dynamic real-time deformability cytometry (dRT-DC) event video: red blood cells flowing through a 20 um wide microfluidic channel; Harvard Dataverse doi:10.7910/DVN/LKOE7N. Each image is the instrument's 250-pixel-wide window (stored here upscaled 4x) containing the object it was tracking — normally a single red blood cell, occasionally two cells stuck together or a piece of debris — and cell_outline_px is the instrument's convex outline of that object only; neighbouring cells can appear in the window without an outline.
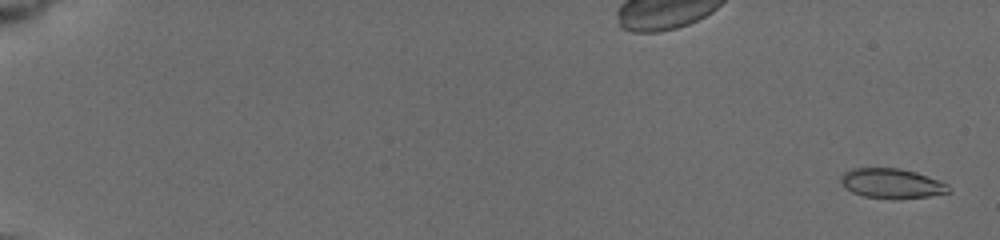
{"species": "common noctule bat (a hibernating species)", "species_latin": "Nyctalus noctula", "temperature_condition": "cold", "stored_images_in_passage": 13, "camera_frame_rate_fps": 3000, "um_per_image_px": 0.085, "animal": {"sex": "female", "body_mass_g": 19.5, "forearm_length_mm": 54.1}, "frame": {"image": 1, "passage_image": 1, "time_ms": 0.0, "image_size_px": [1000, 240], "cell_outline_px": [[952, 192], [928, 196], [864, 196], [852, 192], [844, 188], [840, 180], [840, 176], [844, 172], [852, 168], [900, 168], [916, 172], [948, 184]], "centroid_in_image_um": [75.76, 15.54], "position_along_channel_um": 9.2, "area_um2": 18.03}}
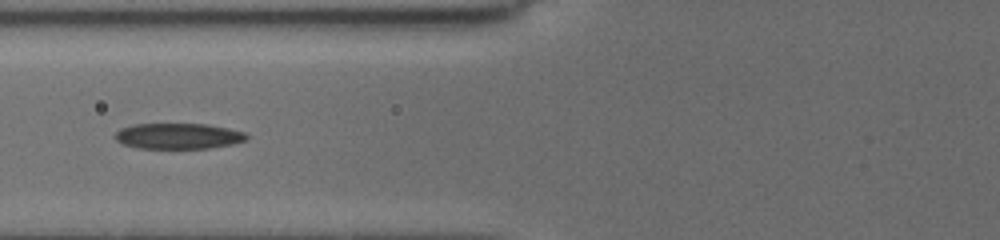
{"frame": {"image": 2, "passage_image": 10, "time_ms": 8.0, "image_size_px": [1000, 240], "cell_outline_px": [[248, 140], [232, 144], [208, 148], [140, 148], [124, 144], [116, 140], [112, 136], [120, 128], [132, 124], [208, 124], [228, 128], [244, 132], [248, 136]], "centroid_in_image_um": [15.14, 11.56], "position_along_channel_um": 110.7, "area_um2": 19.77}}
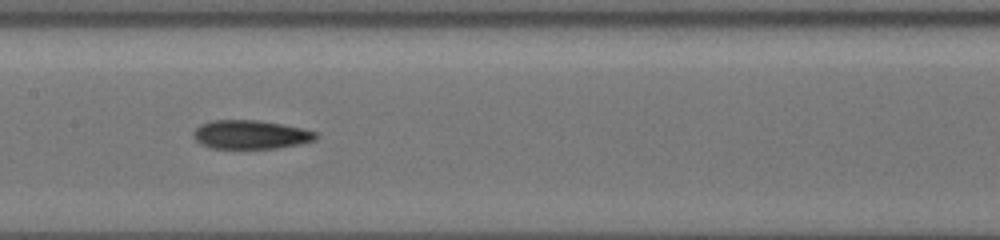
{"frame": {"image": 3, "passage_image": 12, "time_ms": 10.0, "image_size_px": [1000, 240], "cell_outline_px": [[316, 136], [312, 140], [296, 144], [276, 148], [212, 148], [200, 144], [192, 136], [192, 132], [200, 124], [212, 120], [256, 120], [304, 128], [316, 132]], "centroid_in_image_um": [21.22, 11.43], "position_along_channel_um": 186.2, "area_um2": 20.29}}